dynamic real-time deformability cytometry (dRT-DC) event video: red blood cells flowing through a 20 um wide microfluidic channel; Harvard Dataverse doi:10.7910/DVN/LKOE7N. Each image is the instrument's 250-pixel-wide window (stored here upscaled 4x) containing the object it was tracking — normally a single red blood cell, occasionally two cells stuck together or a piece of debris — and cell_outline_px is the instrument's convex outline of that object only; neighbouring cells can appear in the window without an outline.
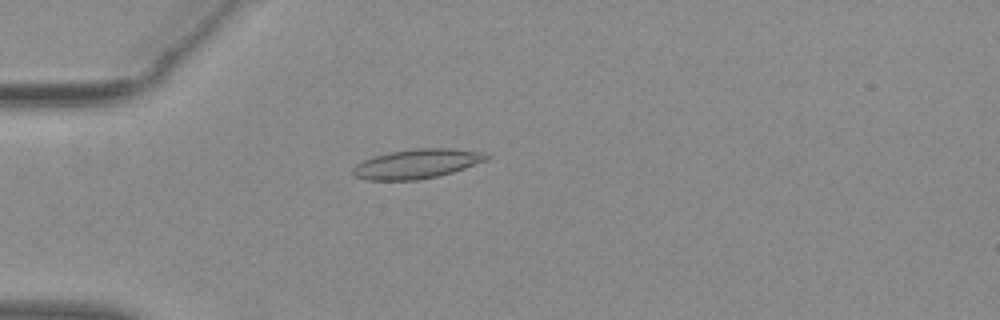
{"species": "common noctule bat (a hibernating species)", "species_latin": "Nyctalus noctula", "temperature_condition": "warm", "stored_images_in_passage": 54, "camera_frame_rate_fps": 3000, "um_per_image_px": 0.085, "animal": {"sex": "female", "body_mass_g": 29.2, "forearm_length_mm": 56.3}, "frame": {"image": 1, "passage_image": 16, "time_ms": 5.0, "image_size_px": [1000, 320], "cell_outline_px": [[492, 156], [488, 160], [440, 176], [416, 180], [368, 180], [356, 176], [352, 172], [352, 168], [356, 164], [372, 156], [412, 148], [452, 148], [488, 152]], "centroid_in_image_um": [35.5, 13.91], "position_along_channel_um": 49.5, "area_um2": 23.12}}
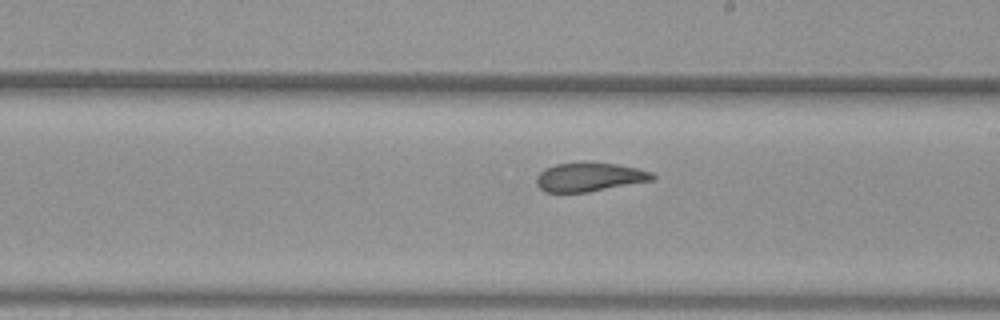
{"frame": {"image": 2, "passage_image": 32, "time_ms": 10.333, "image_size_px": [1000, 320], "cell_outline_px": [[656, 176], [652, 180], [588, 192], [544, 192], [536, 184], [536, 176], [544, 168], [556, 164], [616, 164], [636, 168], [652, 172]], "centroid_in_image_um": [50.07, 15.07], "position_along_channel_um": 238.9, "area_um2": 18.96}}
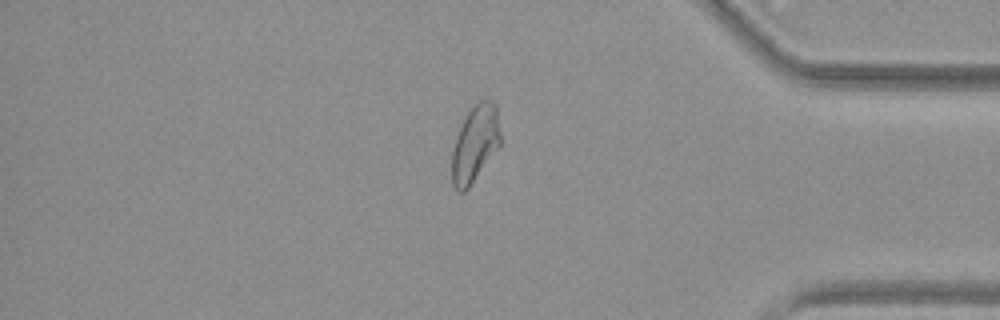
{"frame": {"image": 3, "passage_image": 46, "time_ms": 15.0, "image_size_px": [1000, 320], "cell_outline_px": [[500, 144], [468, 188], [464, 192], [460, 192], [452, 184], [452, 152], [456, 136], [472, 104], [480, 100], [492, 100], [496, 104], [500, 132]], "centroid_in_image_um": [40.37, 12.18], "position_along_channel_um": 394.8, "area_um2": 21.33}, "authors_computed_cell_mechanics": {"area_um2": 22.0507, "velocity_mm_per_s": 3.8766, "shape_relaxation_time_tau1_ms": null, "shape_relaxation_time_tau2_ms": 1.923, "deformation_change_tau1": null, "deformation_change_tau2": 0.0856}}